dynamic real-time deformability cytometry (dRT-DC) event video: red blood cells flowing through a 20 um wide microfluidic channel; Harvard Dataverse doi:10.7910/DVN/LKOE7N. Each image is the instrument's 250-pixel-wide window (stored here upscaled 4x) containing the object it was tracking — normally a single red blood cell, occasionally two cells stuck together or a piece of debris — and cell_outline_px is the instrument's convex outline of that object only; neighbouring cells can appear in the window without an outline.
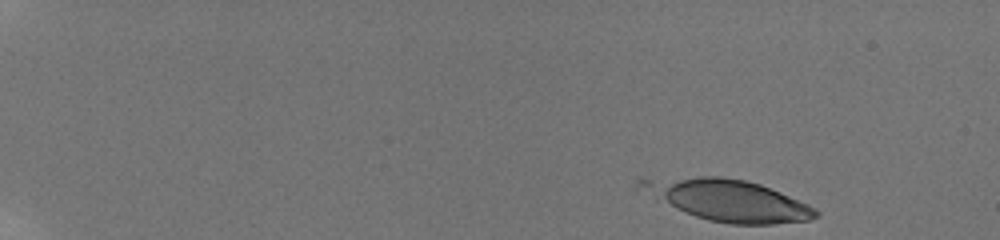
{"species": "human", "species_latin": "Homo sapiens", "temperature_condition": "room temperature", "stored_images_in_passage": 15, "camera_frame_rate_fps": 3000, "um_per_image_px": 0.085, "donor": {"sex": "male"}, "frame": {"image": 1, "passage_image": 1, "time_ms": 0.0, "image_size_px": [1000, 240], "cell_outline_px": [[820, 216], [808, 220], [772, 224], [732, 224], [708, 220], [696, 216], [636, 192], [636, 180], [700, 176], [720, 176], [744, 180], [760, 184], [808, 204], [816, 208], [820, 212]], "centroid_in_image_um": [61.8, 17.0], "position_along_channel_um": 23.2, "area_um2": 42.31}}
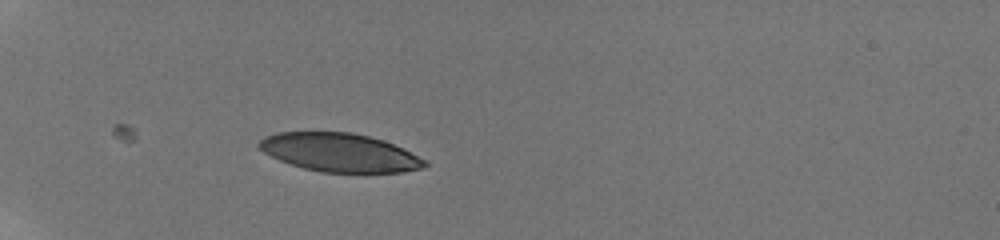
{"frame": {"image": 2, "passage_image": 11, "time_ms": 4.333, "image_size_px": [1000, 240], "cell_outline_px": [[428, 164], [424, 168], [404, 172], [320, 172], [304, 168], [280, 160], [264, 152], [256, 144], [264, 136], [276, 132], [352, 132], [384, 140], [404, 148], [424, 160]], "centroid_in_image_um": [28.87, 12.96], "position_along_channel_um": 56.1, "area_um2": 37.05}}
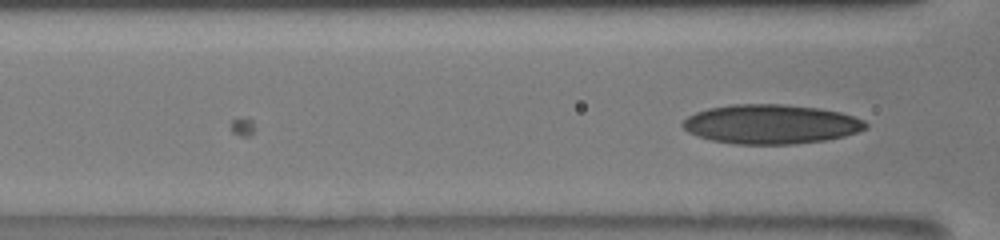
{"frame": {"image": 3, "passage_image": 15, "time_ms": 6.333, "image_size_px": [1000, 240], "cell_outline_px": [[868, 128], [844, 136], [824, 140], [792, 144], [736, 144], [712, 140], [688, 132], [680, 124], [688, 116], [696, 112], [708, 108], [732, 104], [784, 104], [820, 108], [840, 112], [864, 120], [868, 124]], "centroid_in_image_um": [65.53, 10.55], "position_along_channel_um": 101.1, "area_um2": 41.91}}